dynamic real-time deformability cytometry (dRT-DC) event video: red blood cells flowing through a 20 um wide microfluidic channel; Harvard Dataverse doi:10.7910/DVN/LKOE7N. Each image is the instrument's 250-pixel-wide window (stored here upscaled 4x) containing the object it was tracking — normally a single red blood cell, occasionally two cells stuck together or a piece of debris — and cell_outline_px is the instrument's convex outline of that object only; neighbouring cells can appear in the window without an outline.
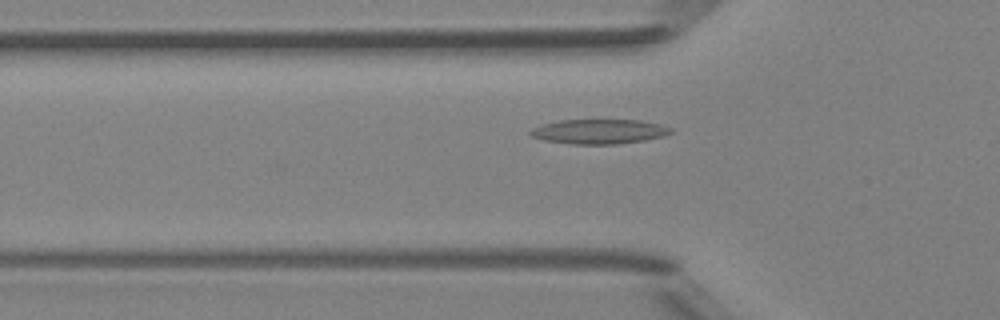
{"species": "Egyptian fruit bat (a non-hibernating species)", "species_latin": "Rousettus aegyptiacus", "temperature_condition": "room temperature", "stored_images_in_passage": 28, "camera_frame_rate_fps": 3000, "um_per_image_px": 0.085, "animal": {"sex": "female"}, "frame": {"image": 1, "passage_image": 2, "time_ms": 0.333, "image_size_px": [1000, 320], "cell_outline_px": [[676, 132], [664, 136], [644, 140], [616, 144], [572, 144], [544, 140], [532, 136], [528, 132], [532, 128], [544, 124], [560, 120], [640, 120], [660, 124], [672, 128]], "centroid_in_image_um": [50.97, 11.18], "position_along_channel_um": 74.8, "area_um2": 20.17}}
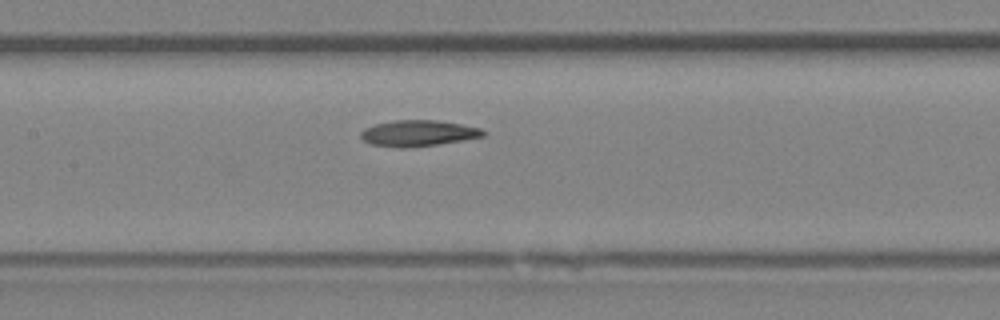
{"frame": {"image": 2, "passage_image": 9, "time_ms": 2.667, "image_size_px": [1000, 320], "cell_outline_px": [[488, 132], [484, 136], [464, 140], [436, 144], [404, 148], [396, 148], [372, 144], [364, 140], [360, 136], [360, 132], [364, 128], [376, 124], [396, 120], [436, 120], [460, 124], [480, 128]], "centroid_in_image_um": [35.55, 11.32], "position_along_channel_um": 171.9, "area_um2": 18.5}}
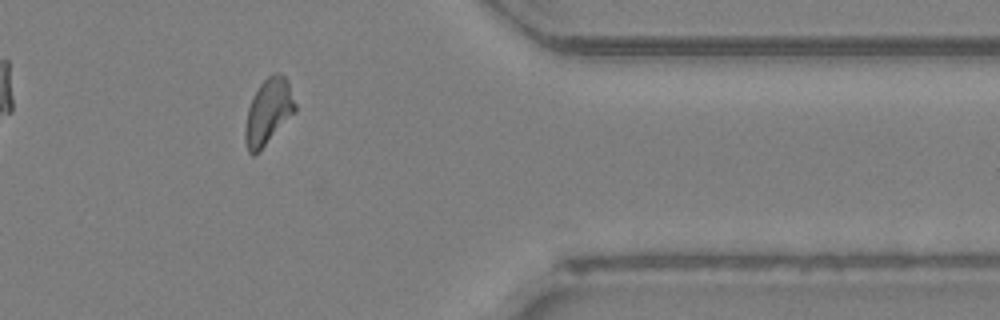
{"frame": {"image": 3, "passage_image": 26, "time_ms": 8.333, "image_size_px": [1000, 320], "cell_outline_px": [[296, 112], [260, 152], [256, 156], [252, 156], [248, 152], [244, 140], [244, 132], [248, 108], [260, 84], [272, 72], [280, 72], [288, 80], [296, 104]], "centroid_in_image_um": [22.82, 9.53], "position_along_channel_um": 388.6, "area_um2": 19.54}, "authors_computed_cell_mechanics": {"area_um2": 18.5827, "velocity_mm_per_s": 4.1638, "shape_relaxation_time_tau1_ms": 9.7246, "shape_relaxation_time_tau2_ms": 3.0086, "deformation_change_tau1": 0.227, "deformation_change_tau2": 0.0939}}